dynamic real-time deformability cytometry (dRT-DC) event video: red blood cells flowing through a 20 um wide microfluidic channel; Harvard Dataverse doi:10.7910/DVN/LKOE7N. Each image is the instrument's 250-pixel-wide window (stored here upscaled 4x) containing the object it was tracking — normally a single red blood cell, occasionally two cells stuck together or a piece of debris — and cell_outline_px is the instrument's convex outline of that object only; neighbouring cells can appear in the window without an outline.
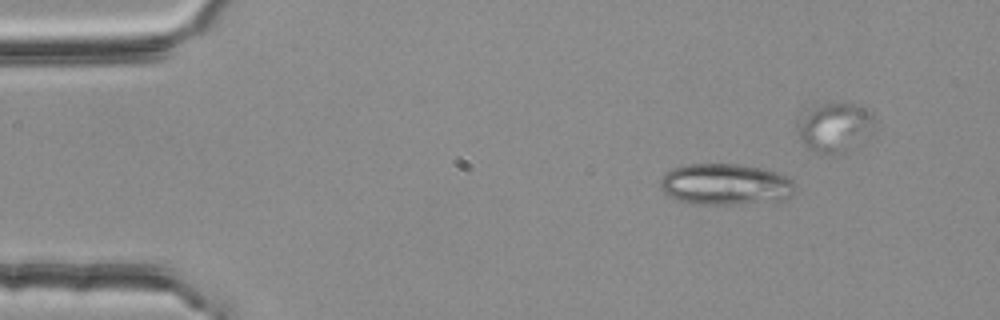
{"species": "common noctule bat (a hibernating species)", "species_latin": "Nyctalus noctula", "temperature_condition": "room temperature", "stored_images_in_passage": 43, "camera_frame_rate_fps": 3000, "um_per_image_px": 0.085, "animal": {"sex": "female", "body_mass_g": 25.1}, "frame": {"image": 1, "passage_image": 7, "time_ms": 2.0, "image_size_px": [1000, 320], "cell_outline_px": [[796, 184], [792, 196], [784, 200], [728, 204], [692, 204], [668, 196], [660, 188], [660, 180], [664, 172], [672, 168], [684, 164], [736, 164], [760, 168], [776, 172], [788, 176]], "centroid_in_image_um": [61.65, 15.66], "position_along_channel_um": 23.3, "area_um2": 32.66}}
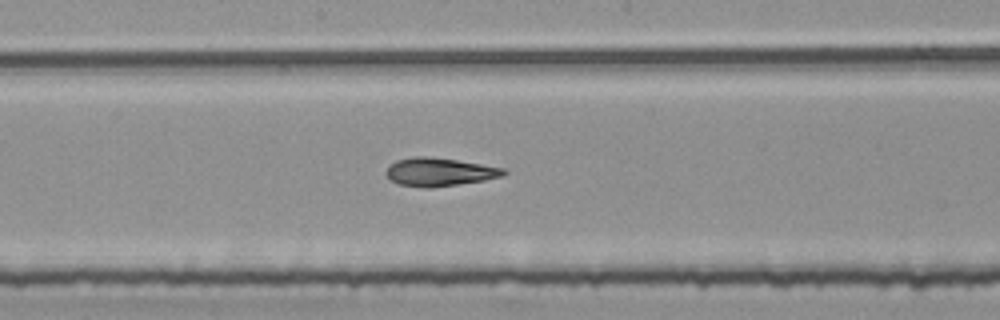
{"frame": {"image": 2, "passage_image": 28, "time_ms": 9.0, "image_size_px": [1000, 320], "cell_outline_px": [[508, 172], [504, 176], [484, 180], [432, 188], [424, 188], [400, 184], [392, 180], [384, 172], [396, 160], [412, 156], [428, 156], [456, 160], [504, 168]], "centroid_in_image_um": [37.36, 14.61], "position_along_channel_um": 210.8, "area_um2": 19.25}}
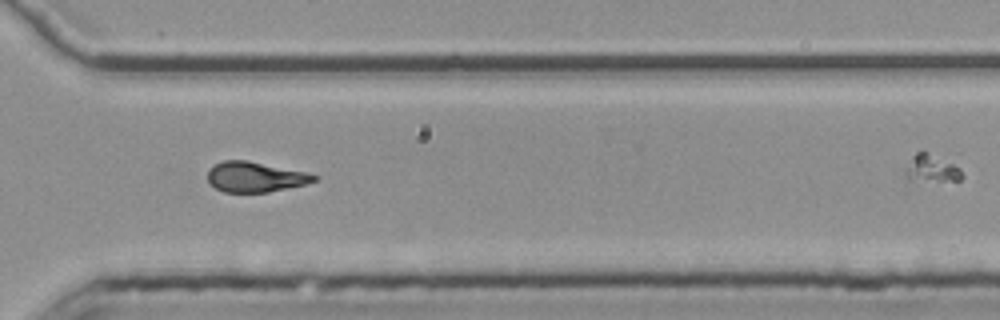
{"frame": {"image": 3, "passage_image": 39, "time_ms": 12.667, "image_size_px": [1000, 320], "cell_outline_px": [[320, 176], [316, 180], [304, 184], [268, 192], [224, 192], [216, 188], [208, 180], [208, 168], [224, 160], [244, 160], [308, 172]], "centroid_in_image_um": [21.7, 15.03], "position_along_channel_um": 348.9, "area_um2": 18.55}}